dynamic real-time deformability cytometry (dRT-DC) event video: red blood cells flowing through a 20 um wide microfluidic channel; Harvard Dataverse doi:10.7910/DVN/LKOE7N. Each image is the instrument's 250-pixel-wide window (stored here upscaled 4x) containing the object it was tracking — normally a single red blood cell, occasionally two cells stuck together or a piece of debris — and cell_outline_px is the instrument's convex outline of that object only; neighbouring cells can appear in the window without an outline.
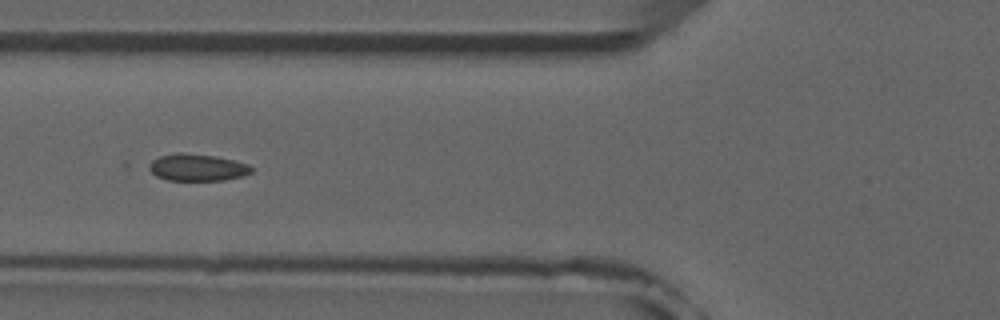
{"species": "common noctule bat (a hibernating species)", "species_latin": "Nyctalus noctula", "temperature_condition": "room temperature", "stored_images_in_passage": 8, "camera_frame_rate_fps": 3000, "um_per_image_px": 0.085, "animal": {"sex": "male", "forearm_length_mm": 52.5}, "frame": {"image": 1, "passage_image": 6, "time_ms": 5.667, "image_size_px": [1000, 320], "cell_outline_px": [[252, 172], [240, 176], [224, 180], [168, 180], [156, 176], [144, 164], [160, 156], [176, 152], [180, 152], [212, 156], [232, 160], [248, 164], [252, 168]], "centroid_in_image_um": [16.69, 14.23], "position_along_channel_um": 109.1, "area_um2": 16.01}}
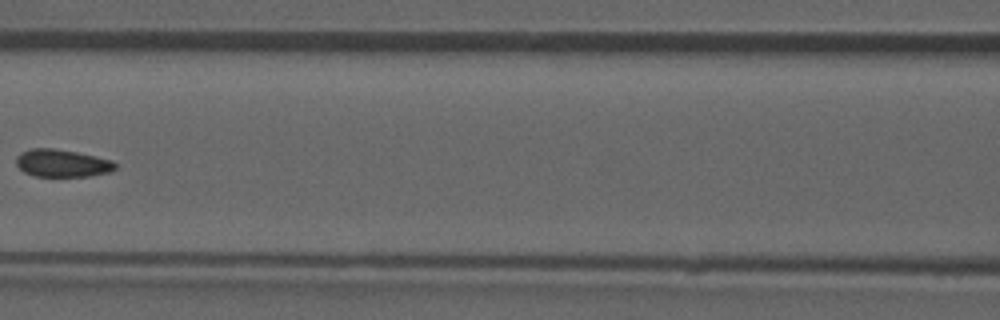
{"frame": {"image": 2, "passage_image": 7, "time_ms": 7.0, "image_size_px": [1000, 320], "cell_outline_px": [[116, 168], [112, 172], [88, 176], [36, 176], [24, 172], [16, 164], [16, 156], [20, 152], [32, 148], [52, 148], [76, 152], [96, 156], [112, 160], [116, 164]], "centroid_in_image_um": [5.29, 13.87], "position_along_channel_um": 161.3, "area_um2": 15.95}}